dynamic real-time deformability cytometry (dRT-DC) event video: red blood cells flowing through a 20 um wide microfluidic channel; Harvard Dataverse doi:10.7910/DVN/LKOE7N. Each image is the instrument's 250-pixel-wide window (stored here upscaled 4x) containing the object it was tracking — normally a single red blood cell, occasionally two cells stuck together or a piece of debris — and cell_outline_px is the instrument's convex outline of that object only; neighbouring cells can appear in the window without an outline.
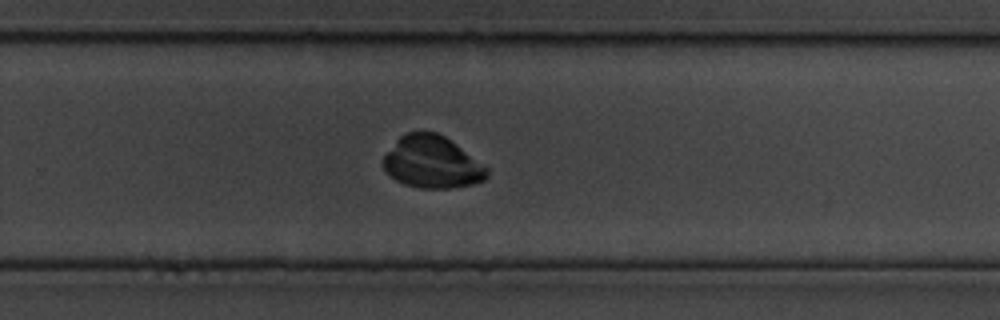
{"species": "common noctule bat (a hibernating species)", "species_latin": "Nyctalus noctula", "temperature_condition": "cold", "stored_images_in_passage": 107, "camera_frame_rate_fps": 3000, "um_per_image_px": 0.085, "animal": {"sex": "male", "body_mass_g": 19.5, "forearm_length_mm": 54.6}, "frame": {"image": 1, "passage_image": 71, "time_ms": 23.333, "image_size_px": [1000, 320], "cell_outline_px": [[488, 176], [484, 180], [472, 184], [452, 188], [420, 188], [404, 184], [396, 180], [384, 168], [384, 156], [396, 140], [400, 136], [408, 132], [436, 132], [444, 136], [488, 168]], "centroid_in_image_um": [36.72, 13.79], "position_along_channel_um": 293.1, "area_um2": 31.04}}